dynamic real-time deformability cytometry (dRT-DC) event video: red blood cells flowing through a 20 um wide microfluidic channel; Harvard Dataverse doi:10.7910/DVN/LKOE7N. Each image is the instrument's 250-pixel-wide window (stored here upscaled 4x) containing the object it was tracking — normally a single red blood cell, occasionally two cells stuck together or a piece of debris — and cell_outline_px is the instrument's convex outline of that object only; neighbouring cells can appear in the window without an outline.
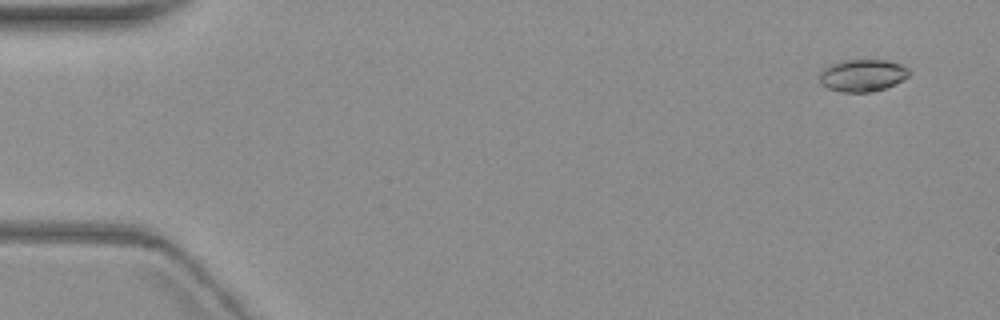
{"species": "common noctule bat (a hibernating species)", "species_latin": "Nyctalus noctula", "temperature_condition": "warm", "stored_images_in_passage": 5, "camera_frame_rate_fps": 3000, "um_per_image_px": 0.085, "animal": {"sex": "female", "body_mass_g": 19.3, "forearm_length_mm": 54.1}, "frame": {"image": 1, "passage_image": 1, "time_ms": 0.0, "image_size_px": [1000, 320], "cell_outline_px": [[908, 76], [904, 80], [884, 88], [872, 92], [840, 92], [828, 88], [820, 84], [816, 76], [828, 64], [840, 60], [888, 60], [900, 64], [908, 68]], "centroid_in_image_um": [73.24, 6.4], "position_along_channel_um": 11.8, "area_um2": 17.11}}
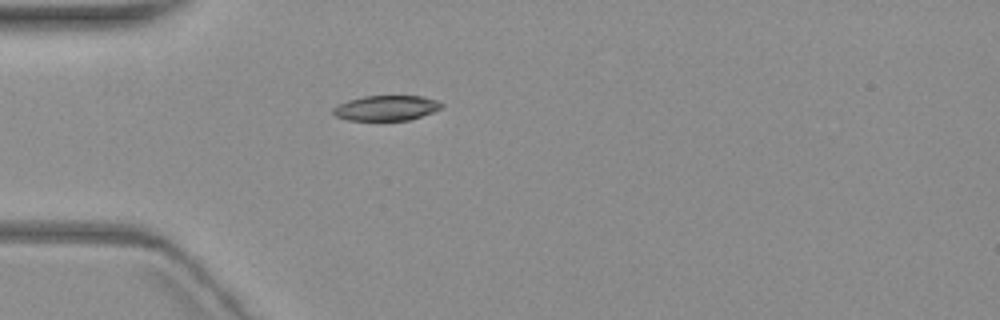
{"frame": {"image": 2, "passage_image": 5, "time_ms": 4.667, "image_size_px": [1000, 320], "cell_outline_px": [[444, 104], [440, 108], [432, 112], [408, 120], [348, 120], [336, 116], [332, 112], [332, 108], [348, 100], [364, 96], [420, 96], [436, 100]], "centroid_in_image_um": [32.81, 9.18], "position_along_channel_um": 52.2, "area_um2": 15.66}}